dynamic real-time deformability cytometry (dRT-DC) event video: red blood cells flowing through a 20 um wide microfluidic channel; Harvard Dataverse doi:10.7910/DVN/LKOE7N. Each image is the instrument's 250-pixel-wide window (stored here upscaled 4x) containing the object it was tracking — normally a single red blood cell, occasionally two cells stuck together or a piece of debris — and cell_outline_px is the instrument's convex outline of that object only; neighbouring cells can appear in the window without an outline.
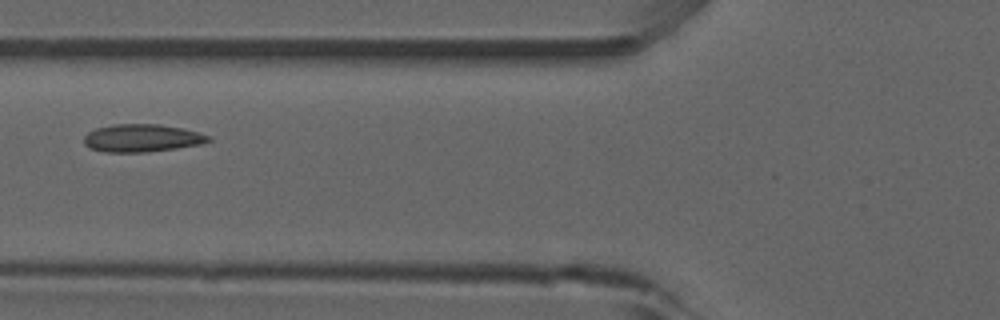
{"species": "common noctule bat (a hibernating species)", "species_latin": "Nyctalus noctula", "temperature_condition": "room temperature", "stored_images_in_passage": 4, "camera_frame_rate_fps": 3000, "um_per_image_px": 0.085, "animal": {"sex": "male", "forearm_length_mm": 52.5}, "frame": {"image": 1, "passage_image": 4, "time_ms": 3.333, "image_size_px": [1000, 320], "cell_outline_px": [[212, 140], [204, 144], [148, 152], [104, 152], [88, 148], [84, 144], [84, 136], [88, 132], [96, 128], [112, 124], [160, 124], [184, 128], [212, 136]], "centroid_in_image_um": [12.09, 11.73], "position_along_channel_um": 113.7, "area_um2": 20.46}}